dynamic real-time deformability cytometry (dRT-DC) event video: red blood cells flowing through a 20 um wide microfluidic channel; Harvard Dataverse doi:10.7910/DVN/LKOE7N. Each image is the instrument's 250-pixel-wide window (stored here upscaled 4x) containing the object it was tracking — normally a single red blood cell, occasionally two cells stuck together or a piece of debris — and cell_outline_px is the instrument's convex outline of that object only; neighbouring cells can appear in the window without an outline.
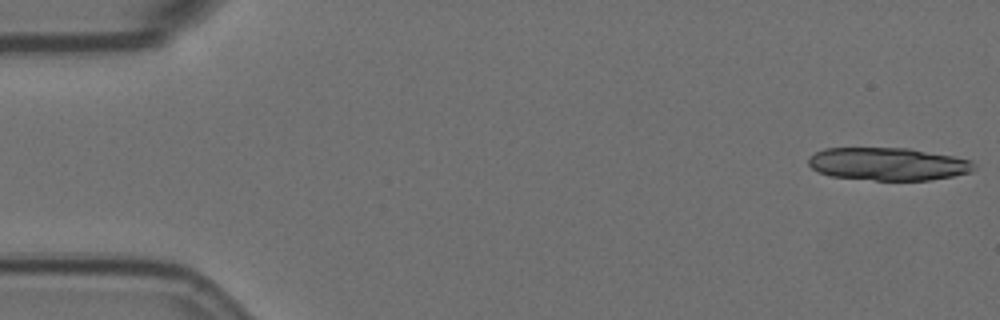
{"species": "Egyptian fruit bat (a non-hibernating species)", "species_latin": "Rousettus aegyptiacus", "temperature_condition": "room temperature", "stored_images_in_passage": 16, "camera_frame_rate_fps": 3000, "um_per_image_px": 0.085, "animal": {"sex": "female"}, "frame": {"image": 1, "passage_image": 1, "time_ms": 0.0, "image_size_px": [1000, 320], "cell_outline_px": [[976, 168], [968, 172], [952, 176], [928, 180], [876, 180], [828, 176], [812, 168], [808, 164], [808, 156], [824, 148], [908, 148], [952, 156], [968, 160]], "centroid_in_image_um": [75.41, 13.93], "position_along_channel_um": 9.6, "area_um2": 31.39}}